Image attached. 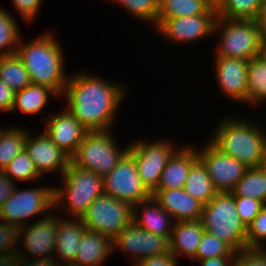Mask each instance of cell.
<instances>
[{
  "instance_id": "25",
  "label": "cell",
  "mask_w": 266,
  "mask_h": 266,
  "mask_svg": "<svg viewBox=\"0 0 266 266\" xmlns=\"http://www.w3.org/2000/svg\"><path fill=\"white\" fill-rule=\"evenodd\" d=\"M49 97H61L53 90L46 86L29 84L21 91L15 92L12 113L19 109L26 114H38L43 110L49 101Z\"/></svg>"
},
{
  "instance_id": "8",
  "label": "cell",
  "mask_w": 266,
  "mask_h": 266,
  "mask_svg": "<svg viewBox=\"0 0 266 266\" xmlns=\"http://www.w3.org/2000/svg\"><path fill=\"white\" fill-rule=\"evenodd\" d=\"M51 186L38 185L23 190L16 185L12 195L0 208V220L20 228L29 224L34 216L44 214L47 217L55 210V185Z\"/></svg>"
},
{
  "instance_id": "10",
  "label": "cell",
  "mask_w": 266,
  "mask_h": 266,
  "mask_svg": "<svg viewBox=\"0 0 266 266\" xmlns=\"http://www.w3.org/2000/svg\"><path fill=\"white\" fill-rule=\"evenodd\" d=\"M173 144L166 138L152 142L141 138L129 143L128 153L134 158L140 179L151 193L157 188L169 159L180 148Z\"/></svg>"
},
{
  "instance_id": "20",
  "label": "cell",
  "mask_w": 266,
  "mask_h": 266,
  "mask_svg": "<svg viewBox=\"0 0 266 266\" xmlns=\"http://www.w3.org/2000/svg\"><path fill=\"white\" fill-rule=\"evenodd\" d=\"M185 144L169 159L154 191L184 188L191 166L198 160L195 145Z\"/></svg>"
},
{
  "instance_id": "46",
  "label": "cell",
  "mask_w": 266,
  "mask_h": 266,
  "mask_svg": "<svg viewBox=\"0 0 266 266\" xmlns=\"http://www.w3.org/2000/svg\"><path fill=\"white\" fill-rule=\"evenodd\" d=\"M236 256H221L214 257L205 260H196L201 265L199 266H234Z\"/></svg>"
},
{
  "instance_id": "5",
  "label": "cell",
  "mask_w": 266,
  "mask_h": 266,
  "mask_svg": "<svg viewBox=\"0 0 266 266\" xmlns=\"http://www.w3.org/2000/svg\"><path fill=\"white\" fill-rule=\"evenodd\" d=\"M204 230L227 243L235 252L246 249L247 227L236 211L231 193H217L203 206Z\"/></svg>"
},
{
  "instance_id": "33",
  "label": "cell",
  "mask_w": 266,
  "mask_h": 266,
  "mask_svg": "<svg viewBox=\"0 0 266 266\" xmlns=\"http://www.w3.org/2000/svg\"><path fill=\"white\" fill-rule=\"evenodd\" d=\"M14 15L0 6V57L16 54L21 37Z\"/></svg>"
},
{
  "instance_id": "50",
  "label": "cell",
  "mask_w": 266,
  "mask_h": 266,
  "mask_svg": "<svg viewBox=\"0 0 266 266\" xmlns=\"http://www.w3.org/2000/svg\"><path fill=\"white\" fill-rule=\"evenodd\" d=\"M59 266H78L72 263H68V264H59Z\"/></svg>"
},
{
  "instance_id": "30",
  "label": "cell",
  "mask_w": 266,
  "mask_h": 266,
  "mask_svg": "<svg viewBox=\"0 0 266 266\" xmlns=\"http://www.w3.org/2000/svg\"><path fill=\"white\" fill-rule=\"evenodd\" d=\"M0 80L15 92L31 84L27 69L17 54L0 57Z\"/></svg>"
},
{
  "instance_id": "14",
  "label": "cell",
  "mask_w": 266,
  "mask_h": 266,
  "mask_svg": "<svg viewBox=\"0 0 266 266\" xmlns=\"http://www.w3.org/2000/svg\"><path fill=\"white\" fill-rule=\"evenodd\" d=\"M197 154L218 193H231L248 170L242 162L220 152L209 141L203 148L198 150L197 147Z\"/></svg>"
},
{
  "instance_id": "4",
  "label": "cell",
  "mask_w": 266,
  "mask_h": 266,
  "mask_svg": "<svg viewBox=\"0 0 266 266\" xmlns=\"http://www.w3.org/2000/svg\"><path fill=\"white\" fill-rule=\"evenodd\" d=\"M63 187H54L55 210L81 219L89 205L104 194L103 177L93 171L69 164L63 173ZM61 210V211H60Z\"/></svg>"
},
{
  "instance_id": "15",
  "label": "cell",
  "mask_w": 266,
  "mask_h": 266,
  "mask_svg": "<svg viewBox=\"0 0 266 266\" xmlns=\"http://www.w3.org/2000/svg\"><path fill=\"white\" fill-rule=\"evenodd\" d=\"M216 19L217 14L157 19L155 31L175 44H192L213 35Z\"/></svg>"
},
{
  "instance_id": "44",
  "label": "cell",
  "mask_w": 266,
  "mask_h": 266,
  "mask_svg": "<svg viewBox=\"0 0 266 266\" xmlns=\"http://www.w3.org/2000/svg\"><path fill=\"white\" fill-rule=\"evenodd\" d=\"M9 266H59L54 258L13 259Z\"/></svg>"
},
{
  "instance_id": "9",
  "label": "cell",
  "mask_w": 266,
  "mask_h": 266,
  "mask_svg": "<svg viewBox=\"0 0 266 266\" xmlns=\"http://www.w3.org/2000/svg\"><path fill=\"white\" fill-rule=\"evenodd\" d=\"M81 220L86 229L113 240L133 221V206L102 194L89 205Z\"/></svg>"
},
{
  "instance_id": "18",
  "label": "cell",
  "mask_w": 266,
  "mask_h": 266,
  "mask_svg": "<svg viewBox=\"0 0 266 266\" xmlns=\"http://www.w3.org/2000/svg\"><path fill=\"white\" fill-rule=\"evenodd\" d=\"M215 78L221 93L234 102L247 104V66L249 61L214 57Z\"/></svg>"
},
{
  "instance_id": "27",
  "label": "cell",
  "mask_w": 266,
  "mask_h": 266,
  "mask_svg": "<svg viewBox=\"0 0 266 266\" xmlns=\"http://www.w3.org/2000/svg\"><path fill=\"white\" fill-rule=\"evenodd\" d=\"M184 190L204 205L218 193L208 175L206 167L199 159L189 170Z\"/></svg>"
},
{
  "instance_id": "37",
  "label": "cell",
  "mask_w": 266,
  "mask_h": 266,
  "mask_svg": "<svg viewBox=\"0 0 266 266\" xmlns=\"http://www.w3.org/2000/svg\"><path fill=\"white\" fill-rule=\"evenodd\" d=\"M18 227L0 221V266H9L18 245Z\"/></svg>"
},
{
  "instance_id": "39",
  "label": "cell",
  "mask_w": 266,
  "mask_h": 266,
  "mask_svg": "<svg viewBox=\"0 0 266 266\" xmlns=\"http://www.w3.org/2000/svg\"><path fill=\"white\" fill-rule=\"evenodd\" d=\"M236 211L243 224L248 227L265 205L260 200L250 197L234 196Z\"/></svg>"
},
{
  "instance_id": "51",
  "label": "cell",
  "mask_w": 266,
  "mask_h": 266,
  "mask_svg": "<svg viewBox=\"0 0 266 266\" xmlns=\"http://www.w3.org/2000/svg\"><path fill=\"white\" fill-rule=\"evenodd\" d=\"M1 126V125H0ZM6 127H0V135H1V133L3 132V130L5 129Z\"/></svg>"
},
{
  "instance_id": "21",
  "label": "cell",
  "mask_w": 266,
  "mask_h": 266,
  "mask_svg": "<svg viewBox=\"0 0 266 266\" xmlns=\"http://www.w3.org/2000/svg\"><path fill=\"white\" fill-rule=\"evenodd\" d=\"M133 222L149 233L171 238L175 220L151 197L133 206Z\"/></svg>"
},
{
  "instance_id": "7",
  "label": "cell",
  "mask_w": 266,
  "mask_h": 266,
  "mask_svg": "<svg viewBox=\"0 0 266 266\" xmlns=\"http://www.w3.org/2000/svg\"><path fill=\"white\" fill-rule=\"evenodd\" d=\"M219 32V34H218ZM220 41L214 56L250 60L260 55L262 39L256 20H232L217 17L214 35Z\"/></svg>"
},
{
  "instance_id": "13",
  "label": "cell",
  "mask_w": 266,
  "mask_h": 266,
  "mask_svg": "<svg viewBox=\"0 0 266 266\" xmlns=\"http://www.w3.org/2000/svg\"><path fill=\"white\" fill-rule=\"evenodd\" d=\"M112 248L113 252L119 250L121 254L130 256L135 266L145 258L167 253L169 240L164 236L147 232L132 221L112 240Z\"/></svg>"
},
{
  "instance_id": "52",
  "label": "cell",
  "mask_w": 266,
  "mask_h": 266,
  "mask_svg": "<svg viewBox=\"0 0 266 266\" xmlns=\"http://www.w3.org/2000/svg\"><path fill=\"white\" fill-rule=\"evenodd\" d=\"M157 3L160 5L162 2H164L165 0H156Z\"/></svg>"
},
{
  "instance_id": "23",
  "label": "cell",
  "mask_w": 266,
  "mask_h": 266,
  "mask_svg": "<svg viewBox=\"0 0 266 266\" xmlns=\"http://www.w3.org/2000/svg\"><path fill=\"white\" fill-rule=\"evenodd\" d=\"M204 232L201 220L175 222L169 239V251L178 260L180 256L192 260L196 256Z\"/></svg>"
},
{
  "instance_id": "45",
  "label": "cell",
  "mask_w": 266,
  "mask_h": 266,
  "mask_svg": "<svg viewBox=\"0 0 266 266\" xmlns=\"http://www.w3.org/2000/svg\"><path fill=\"white\" fill-rule=\"evenodd\" d=\"M15 184L4 172L0 170V208L6 200L12 195Z\"/></svg>"
},
{
  "instance_id": "26",
  "label": "cell",
  "mask_w": 266,
  "mask_h": 266,
  "mask_svg": "<svg viewBox=\"0 0 266 266\" xmlns=\"http://www.w3.org/2000/svg\"><path fill=\"white\" fill-rule=\"evenodd\" d=\"M265 102L266 58L260 54L250 59L247 66V104L253 107Z\"/></svg>"
},
{
  "instance_id": "3",
  "label": "cell",
  "mask_w": 266,
  "mask_h": 266,
  "mask_svg": "<svg viewBox=\"0 0 266 266\" xmlns=\"http://www.w3.org/2000/svg\"><path fill=\"white\" fill-rule=\"evenodd\" d=\"M246 117H223L209 142L220 152L242 162L248 168L265 164L266 132L261 123ZM264 129V130H263Z\"/></svg>"
},
{
  "instance_id": "35",
  "label": "cell",
  "mask_w": 266,
  "mask_h": 266,
  "mask_svg": "<svg viewBox=\"0 0 266 266\" xmlns=\"http://www.w3.org/2000/svg\"><path fill=\"white\" fill-rule=\"evenodd\" d=\"M108 1V0H106ZM113 4L121 5L129 14L141 22L150 23V26L157 25L159 15V4L156 0H109Z\"/></svg>"
},
{
  "instance_id": "28",
  "label": "cell",
  "mask_w": 266,
  "mask_h": 266,
  "mask_svg": "<svg viewBox=\"0 0 266 266\" xmlns=\"http://www.w3.org/2000/svg\"><path fill=\"white\" fill-rule=\"evenodd\" d=\"M201 14H217L207 0H165L159 5L157 19H168Z\"/></svg>"
},
{
  "instance_id": "32",
  "label": "cell",
  "mask_w": 266,
  "mask_h": 266,
  "mask_svg": "<svg viewBox=\"0 0 266 266\" xmlns=\"http://www.w3.org/2000/svg\"><path fill=\"white\" fill-rule=\"evenodd\" d=\"M264 0H223L216 8L217 17L232 20H256Z\"/></svg>"
},
{
  "instance_id": "22",
  "label": "cell",
  "mask_w": 266,
  "mask_h": 266,
  "mask_svg": "<svg viewBox=\"0 0 266 266\" xmlns=\"http://www.w3.org/2000/svg\"><path fill=\"white\" fill-rule=\"evenodd\" d=\"M61 217L57 216V240L53 258L59 264L73 263L86 227L81 219Z\"/></svg>"
},
{
  "instance_id": "31",
  "label": "cell",
  "mask_w": 266,
  "mask_h": 266,
  "mask_svg": "<svg viewBox=\"0 0 266 266\" xmlns=\"http://www.w3.org/2000/svg\"><path fill=\"white\" fill-rule=\"evenodd\" d=\"M29 129L8 126L0 135V170H3L25 149Z\"/></svg>"
},
{
  "instance_id": "49",
  "label": "cell",
  "mask_w": 266,
  "mask_h": 266,
  "mask_svg": "<svg viewBox=\"0 0 266 266\" xmlns=\"http://www.w3.org/2000/svg\"><path fill=\"white\" fill-rule=\"evenodd\" d=\"M214 8H217L223 0H207Z\"/></svg>"
},
{
  "instance_id": "47",
  "label": "cell",
  "mask_w": 266,
  "mask_h": 266,
  "mask_svg": "<svg viewBox=\"0 0 266 266\" xmlns=\"http://www.w3.org/2000/svg\"><path fill=\"white\" fill-rule=\"evenodd\" d=\"M257 26L262 40H266V2L263 4L256 18Z\"/></svg>"
},
{
  "instance_id": "1",
  "label": "cell",
  "mask_w": 266,
  "mask_h": 266,
  "mask_svg": "<svg viewBox=\"0 0 266 266\" xmlns=\"http://www.w3.org/2000/svg\"><path fill=\"white\" fill-rule=\"evenodd\" d=\"M126 92L120 83L84 70L70 74L62 98L66 97L65 107L88 131H106L114 129Z\"/></svg>"
},
{
  "instance_id": "11",
  "label": "cell",
  "mask_w": 266,
  "mask_h": 266,
  "mask_svg": "<svg viewBox=\"0 0 266 266\" xmlns=\"http://www.w3.org/2000/svg\"><path fill=\"white\" fill-rule=\"evenodd\" d=\"M104 194L132 206L148 200L152 193L143 184L134 158L127 152L116 167L103 177Z\"/></svg>"
},
{
  "instance_id": "16",
  "label": "cell",
  "mask_w": 266,
  "mask_h": 266,
  "mask_svg": "<svg viewBox=\"0 0 266 266\" xmlns=\"http://www.w3.org/2000/svg\"><path fill=\"white\" fill-rule=\"evenodd\" d=\"M27 134L25 150L34 162L38 173L43 177L52 172L62 176L70 164V156L59 148L49 136L43 131L31 137Z\"/></svg>"
},
{
  "instance_id": "36",
  "label": "cell",
  "mask_w": 266,
  "mask_h": 266,
  "mask_svg": "<svg viewBox=\"0 0 266 266\" xmlns=\"http://www.w3.org/2000/svg\"><path fill=\"white\" fill-rule=\"evenodd\" d=\"M221 256H236V252L224 241L204 232L196 256L191 260H205Z\"/></svg>"
},
{
  "instance_id": "2",
  "label": "cell",
  "mask_w": 266,
  "mask_h": 266,
  "mask_svg": "<svg viewBox=\"0 0 266 266\" xmlns=\"http://www.w3.org/2000/svg\"><path fill=\"white\" fill-rule=\"evenodd\" d=\"M22 38L16 54L24 63L31 83L53 89L62 97L70 74H66L65 56L58 37L50 30L25 43Z\"/></svg>"
},
{
  "instance_id": "38",
  "label": "cell",
  "mask_w": 266,
  "mask_h": 266,
  "mask_svg": "<svg viewBox=\"0 0 266 266\" xmlns=\"http://www.w3.org/2000/svg\"><path fill=\"white\" fill-rule=\"evenodd\" d=\"M264 242H266V204L247 227L246 247L266 248Z\"/></svg>"
},
{
  "instance_id": "17",
  "label": "cell",
  "mask_w": 266,
  "mask_h": 266,
  "mask_svg": "<svg viewBox=\"0 0 266 266\" xmlns=\"http://www.w3.org/2000/svg\"><path fill=\"white\" fill-rule=\"evenodd\" d=\"M49 116L42 119V122L45 121L44 132L53 143L71 157L89 132L88 129L67 108Z\"/></svg>"
},
{
  "instance_id": "40",
  "label": "cell",
  "mask_w": 266,
  "mask_h": 266,
  "mask_svg": "<svg viewBox=\"0 0 266 266\" xmlns=\"http://www.w3.org/2000/svg\"><path fill=\"white\" fill-rule=\"evenodd\" d=\"M234 266H266V248H246L236 252Z\"/></svg>"
},
{
  "instance_id": "29",
  "label": "cell",
  "mask_w": 266,
  "mask_h": 266,
  "mask_svg": "<svg viewBox=\"0 0 266 266\" xmlns=\"http://www.w3.org/2000/svg\"><path fill=\"white\" fill-rule=\"evenodd\" d=\"M231 194L233 196L250 197L266 204V167L263 165L248 168Z\"/></svg>"
},
{
  "instance_id": "43",
  "label": "cell",
  "mask_w": 266,
  "mask_h": 266,
  "mask_svg": "<svg viewBox=\"0 0 266 266\" xmlns=\"http://www.w3.org/2000/svg\"><path fill=\"white\" fill-rule=\"evenodd\" d=\"M15 98V91L0 80V112L10 113Z\"/></svg>"
},
{
  "instance_id": "12",
  "label": "cell",
  "mask_w": 266,
  "mask_h": 266,
  "mask_svg": "<svg viewBox=\"0 0 266 266\" xmlns=\"http://www.w3.org/2000/svg\"><path fill=\"white\" fill-rule=\"evenodd\" d=\"M54 213L55 211L47 217L42 215L38 221L18 229L19 248L14 259L53 258L57 240V213Z\"/></svg>"
},
{
  "instance_id": "19",
  "label": "cell",
  "mask_w": 266,
  "mask_h": 266,
  "mask_svg": "<svg viewBox=\"0 0 266 266\" xmlns=\"http://www.w3.org/2000/svg\"><path fill=\"white\" fill-rule=\"evenodd\" d=\"M152 197L175 220H201L204 204L189 195L184 188L153 191Z\"/></svg>"
},
{
  "instance_id": "41",
  "label": "cell",
  "mask_w": 266,
  "mask_h": 266,
  "mask_svg": "<svg viewBox=\"0 0 266 266\" xmlns=\"http://www.w3.org/2000/svg\"><path fill=\"white\" fill-rule=\"evenodd\" d=\"M15 11L20 14L23 21L33 23L37 18L38 12L42 8V0H12Z\"/></svg>"
},
{
  "instance_id": "42",
  "label": "cell",
  "mask_w": 266,
  "mask_h": 266,
  "mask_svg": "<svg viewBox=\"0 0 266 266\" xmlns=\"http://www.w3.org/2000/svg\"><path fill=\"white\" fill-rule=\"evenodd\" d=\"M179 260L168 251L165 254L145 258L135 266H178Z\"/></svg>"
},
{
  "instance_id": "6",
  "label": "cell",
  "mask_w": 266,
  "mask_h": 266,
  "mask_svg": "<svg viewBox=\"0 0 266 266\" xmlns=\"http://www.w3.org/2000/svg\"><path fill=\"white\" fill-rule=\"evenodd\" d=\"M112 131H89L70 157V163L102 177L110 173L128 152L129 147L126 145L121 149Z\"/></svg>"
},
{
  "instance_id": "48",
  "label": "cell",
  "mask_w": 266,
  "mask_h": 266,
  "mask_svg": "<svg viewBox=\"0 0 266 266\" xmlns=\"http://www.w3.org/2000/svg\"><path fill=\"white\" fill-rule=\"evenodd\" d=\"M264 58H266V40H262L261 53Z\"/></svg>"
},
{
  "instance_id": "34",
  "label": "cell",
  "mask_w": 266,
  "mask_h": 266,
  "mask_svg": "<svg viewBox=\"0 0 266 266\" xmlns=\"http://www.w3.org/2000/svg\"><path fill=\"white\" fill-rule=\"evenodd\" d=\"M5 174L15 183L19 181L33 182L42 177L35 168L34 162L24 149L4 169Z\"/></svg>"
},
{
  "instance_id": "24",
  "label": "cell",
  "mask_w": 266,
  "mask_h": 266,
  "mask_svg": "<svg viewBox=\"0 0 266 266\" xmlns=\"http://www.w3.org/2000/svg\"><path fill=\"white\" fill-rule=\"evenodd\" d=\"M113 252L112 240L99 232L85 229L72 264L78 266H103Z\"/></svg>"
}]
</instances>
